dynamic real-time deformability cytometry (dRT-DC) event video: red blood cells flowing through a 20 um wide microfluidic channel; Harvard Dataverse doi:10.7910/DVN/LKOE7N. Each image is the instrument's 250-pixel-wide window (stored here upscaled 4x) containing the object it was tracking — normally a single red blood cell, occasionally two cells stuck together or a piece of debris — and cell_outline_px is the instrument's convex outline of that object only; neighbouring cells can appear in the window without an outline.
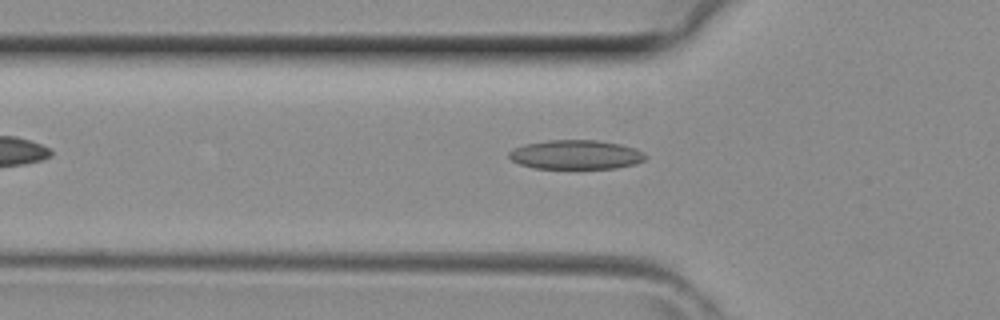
{"species": "common noctule bat (a hibernating species)", "species_latin": "Nyctalus noctula", "temperature_condition": "room temperature", "stored_images_in_passage": 32, "camera_frame_rate_fps": 3000, "um_per_image_px": 0.085, "animal": {"sex": "female", "body_mass_g": 29.2, "forearm_length_mm": 56.3}, "frame": {"image": 1, "passage_image": 4, "time_ms": 1.0, "image_size_px": [1000, 320], "cell_outline_px": [[648, 156], [644, 160], [636, 164], [616, 168], [532, 168], [520, 164], [512, 160], [508, 156], [508, 152], [524, 144], [548, 140], [596, 140], [620, 144], [636, 148], [644, 152]], "centroid_in_image_um": [48.98, 13.14], "position_along_channel_um": 76.8, "area_um2": 23.29}}
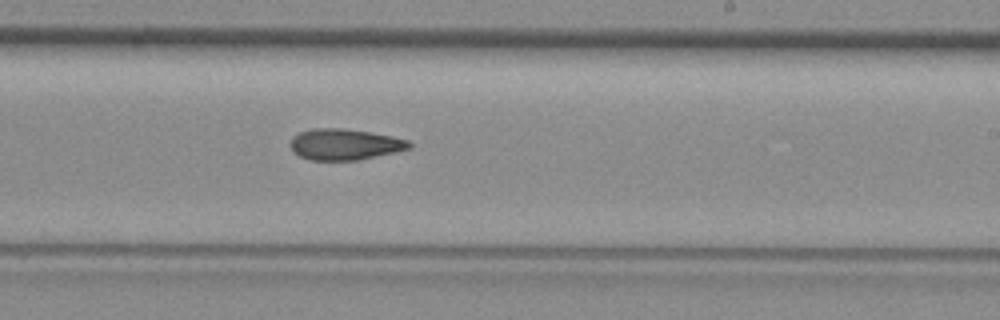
{"frame": {"image": 2, "passage_image": 15, "time_ms": 4.667, "image_size_px": [1000, 320], "cell_outline_px": [[412, 148], [396, 152], [360, 160], [308, 160], [292, 152], [292, 136], [300, 132], [312, 128], [340, 128], [372, 132], [392, 136], [408, 140], [412, 144]], "centroid_in_image_um": [29.32, 12.27], "position_along_channel_um": 259.7, "area_um2": 21.68}}
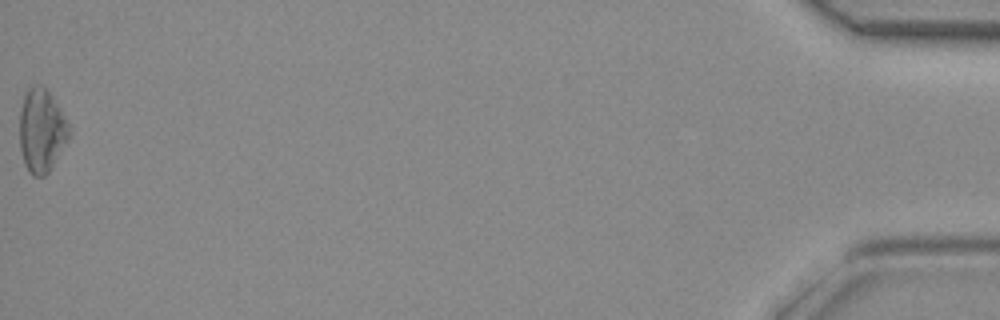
{"frame": {"image": 3, "passage_image": 32, "time_ms": 10.333, "image_size_px": [1000, 320], "cell_outline_px": [[68, 136], [48, 172], [44, 176], [32, 176], [28, 172], [24, 164], [20, 148], [20, 108], [24, 92], [32, 84], [40, 84], [52, 96], [60, 108], [68, 124]], "centroid_in_image_um": [3.48, 11.06], "position_along_channel_um": 431.7, "area_um2": 23.7}}